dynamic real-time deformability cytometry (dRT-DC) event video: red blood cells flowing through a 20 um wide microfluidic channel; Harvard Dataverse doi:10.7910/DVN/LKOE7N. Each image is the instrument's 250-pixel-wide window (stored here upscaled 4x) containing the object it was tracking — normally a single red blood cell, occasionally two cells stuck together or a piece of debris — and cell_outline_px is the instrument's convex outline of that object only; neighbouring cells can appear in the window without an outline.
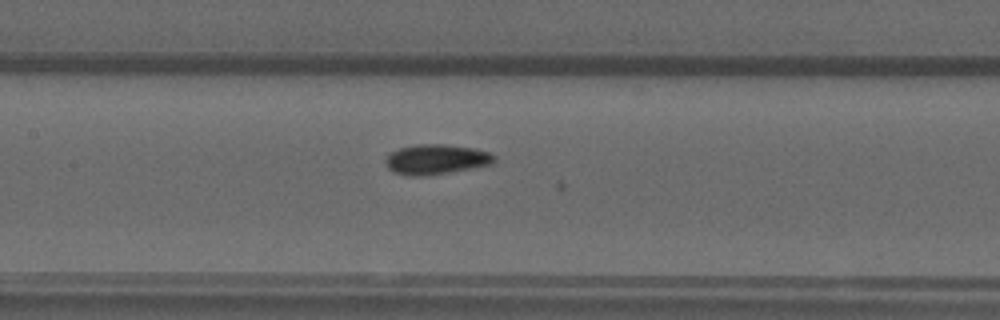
{"species": "common noctule bat (a hibernating species)", "species_latin": "Nyctalus noctula", "temperature_condition": "warm", "stored_images_in_passage": 51, "camera_frame_rate_fps": 3000, "um_per_image_px": 0.085, "animal": {"sex": "male", "forearm_length_mm": 52.5}, "frame": {"image": 1, "passage_image": 23, "time_ms": 7.333, "image_size_px": [1000, 320], "cell_outline_px": [[496, 160], [492, 164], [448, 172], [420, 176], [412, 176], [392, 172], [384, 164], [384, 160], [392, 152], [400, 148], [416, 144], [444, 144], [472, 148], [488, 152], [496, 156]], "centroid_in_image_um": [37.05, 13.54], "position_along_channel_um": 170.4, "area_um2": 18.84}}
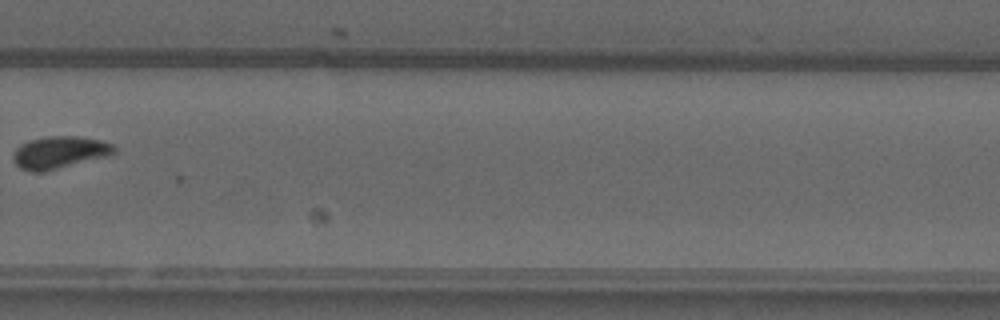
{"frame": {"image": 2, "passage_image": 35, "time_ms": 11.333, "image_size_px": [1000, 320], "cell_outline_px": [[116, 152], [112, 156], [40, 172], [32, 172], [20, 168], [12, 160], [12, 152], [16, 148], [28, 140], [48, 136], [76, 136], [100, 140], [112, 144], [116, 148]], "centroid_in_image_um": [5.07, 12.95], "position_along_channel_um": 324.7, "area_um2": 19.19}}
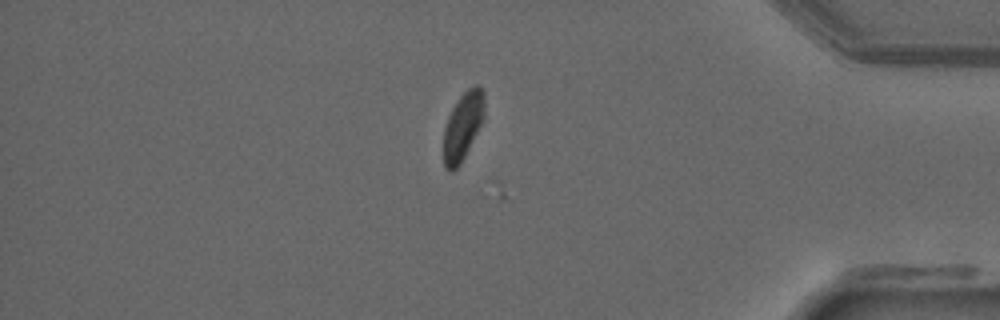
{"frame": {"image": 3, "passage_image": 43, "time_ms": 14.0, "image_size_px": [1000, 320], "cell_outline_px": [[484, 116], [460, 164], [452, 172], [444, 168], [444, 128], [448, 116], [452, 108], [460, 96], [468, 88], [476, 84], [480, 84], [484, 92]], "centroid_in_image_um": [39.33, 10.68], "position_along_channel_um": 395.9, "area_um2": 15.9}}